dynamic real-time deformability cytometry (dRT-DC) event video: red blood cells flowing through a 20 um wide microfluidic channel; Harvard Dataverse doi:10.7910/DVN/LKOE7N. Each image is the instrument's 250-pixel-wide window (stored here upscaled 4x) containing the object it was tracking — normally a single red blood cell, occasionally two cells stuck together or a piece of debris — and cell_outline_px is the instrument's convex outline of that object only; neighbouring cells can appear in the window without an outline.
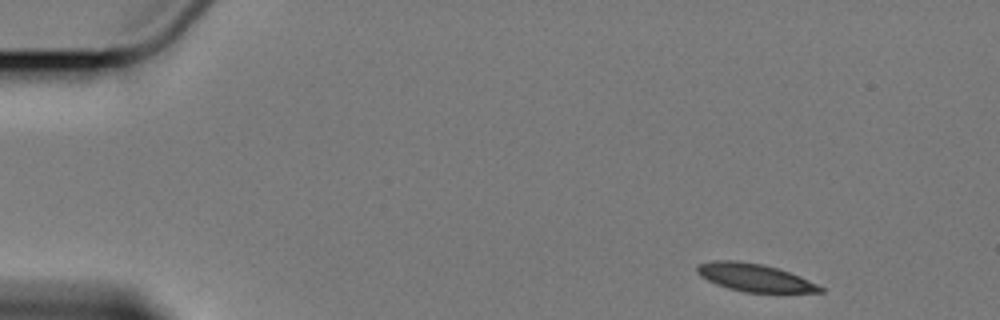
{"species": "Egyptian fruit bat (a non-hibernating species)", "species_latin": "Rousettus aegyptiacus", "temperature_condition": "cold", "stored_images_in_passage": 7, "camera_frame_rate_fps": 3000, "um_per_image_px": 0.085, "animal": {"sex": "female"}, "frame": {"image": 1, "passage_image": 7, "time_ms": 7.0, "image_size_px": [1000, 320], "cell_outline_px": [[824, 292], [744, 292], [728, 288], [716, 284], [700, 276], [696, 272], [696, 268], [700, 264], [712, 260], [736, 260], [764, 264], [800, 276], [824, 288]], "centroid_in_image_um": [64.11, 23.58], "position_along_channel_um": 20.9, "area_um2": 19.77}}